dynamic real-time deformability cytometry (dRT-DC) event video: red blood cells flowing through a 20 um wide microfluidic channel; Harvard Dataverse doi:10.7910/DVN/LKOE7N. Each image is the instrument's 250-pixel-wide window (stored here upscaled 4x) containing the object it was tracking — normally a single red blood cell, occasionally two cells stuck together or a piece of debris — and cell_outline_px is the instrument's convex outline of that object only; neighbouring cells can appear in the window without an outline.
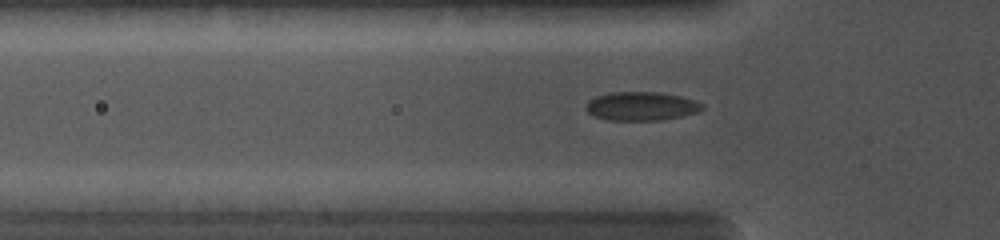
{"species": "common noctule bat (a hibernating species)", "species_latin": "Nyctalus noctula", "temperature_condition": "cold", "stored_images_in_passage": 43, "camera_frame_rate_fps": 5000, "um_per_image_px": 0.085, "animal": {"sex": "female", "body_mass_g": 19.0, "forearm_length_mm": 56.7}, "frame": {"image": 1, "passage_image": 9, "time_ms": 4.0, "image_size_px": [1000, 240], "cell_outline_px": [[704, 108], [696, 112], [680, 116], [660, 120], [608, 120], [592, 116], [584, 108], [588, 100], [596, 96], [612, 92], [656, 92], [680, 96], [704, 104]], "centroid_in_image_um": [54.45, 9.03], "position_along_channel_um": 71.3, "area_um2": 19.36}}
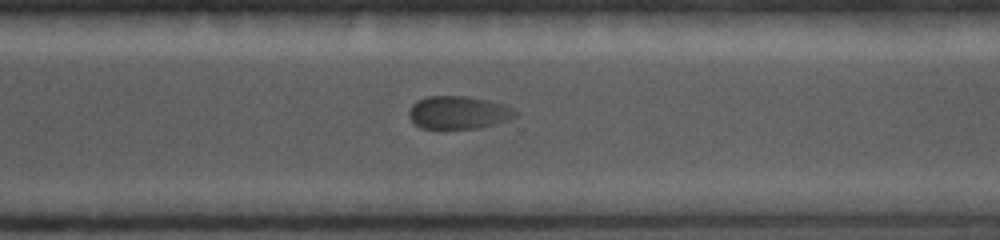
{"frame": {"image": 2, "passage_image": 31, "time_ms": 9.8, "image_size_px": [1000, 240], "cell_outline_px": [[516, 116], [508, 120], [496, 124], [480, 128], [420, 128], [408, 116], [408, 112], [412, 104], [416, 100], [428, 96], [464, 96], [488, 100], [512, 108], [516, 112]], "centroid_in_image_um": [38.94, 9.56], "position_along_channel_um": 331.7, "area_um2": 20.29}}
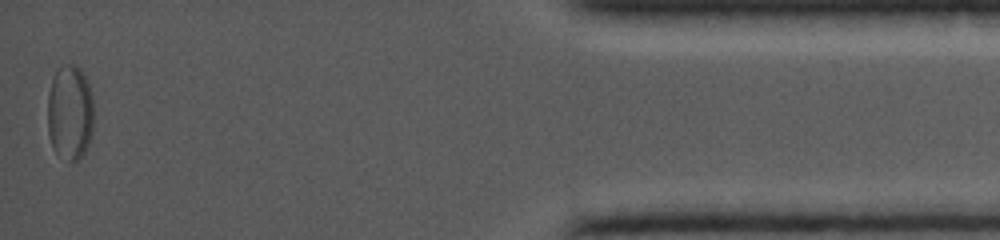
{"frame": {"image": 3, "passage_image": 43, "time_ms": 13.4, "image_size_px": [1000, 240], "cell_outline_px": [[92, 132], [88, 144], [84, 152], [76, 160], [68, 160], [56, 152], [52, 148], [48, 136], [48, 92], [52, 76], [56, 68], [64, 64], [76, 64], [80, 68], [88, 84], [92, 96]], "centroid_in_image_um": [5.91, 9.51], "position_along_channel_um": 429.3, "area_um2": 25.72}}